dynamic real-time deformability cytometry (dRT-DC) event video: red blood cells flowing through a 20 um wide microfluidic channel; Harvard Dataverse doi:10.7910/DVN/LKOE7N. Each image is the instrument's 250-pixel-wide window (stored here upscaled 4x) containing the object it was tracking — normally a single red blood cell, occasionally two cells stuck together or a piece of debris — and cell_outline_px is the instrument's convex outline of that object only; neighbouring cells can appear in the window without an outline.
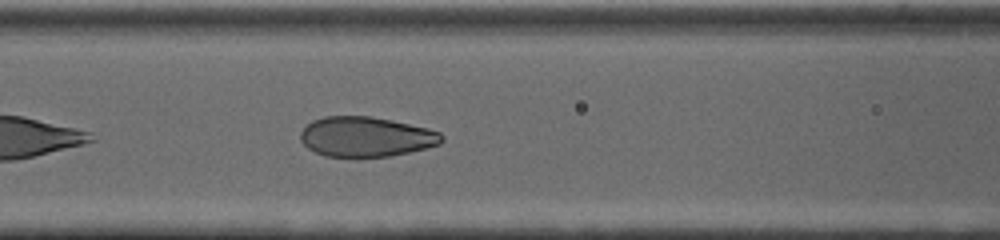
{"species": "human", "species_latin": "Homo sapiens", "temperature_condition": "cold", "stored_images_in_passage": 41, "camera_frame_rate_fps": 3000, "um_per_image_px": 0.085, "donor": {"sex": "female"}, "frame": {"image": 1, "passage_image": 9, "time_ms": 2.667, "image_size_px": [1000, 240], "cell_outline_px": [[444, 140], [440, 144], [392, 156], [324, 156], [308, 148], [300, 140], [300, 132], [312, 120], [324, 116], [368, 116], [392, 120], [428, 128], [440, 132], [444, 136]], "centroid_in_image_um": [31.11, 11.61], "position_along_channel_um": 135.5, "area_um2": 32.77}}
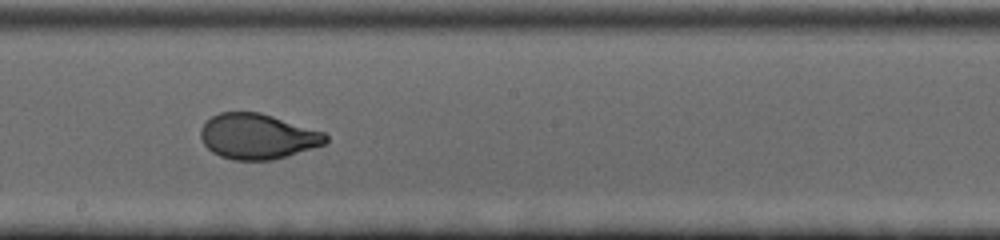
{"frame": {"image": 2, "passage_image": 18, "time_ms": 5.667, "image_size_px": [1000, 240], "cell_outline_px": [[328, 140], [324, 144], [312, 148], [272, 160], [232, 160], [220, 156], [212, 152], [204, 144], [200, 136], [200, 128], [212, 116], [220, 112], [260, 112], [324, 132], [328, 136]], "centroid_in_image_um": [21.87, 11.59], "position_along_channel_um": 226.3, "area_um2": 32.89}}
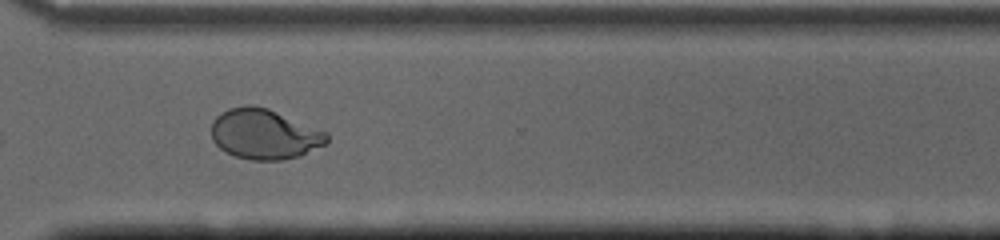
{"frame": {"image": 3, "passage_image": 30, "time_ms": 9.667, "image_size_px": [1000, 240], "cell_outline_px": [[328, 144], [300, 156], [280, 160], [252, 160], [236, 156], [220, 148], [212, 140], [212, 120], [220, 112], [228, 108], [248, 104], [252, 104], [268, 108], [328, 132]], "centroid_in_image_um": [22.49, 11.39], "position_along_channel_um": 348.1, "area_um2": 34.04}}